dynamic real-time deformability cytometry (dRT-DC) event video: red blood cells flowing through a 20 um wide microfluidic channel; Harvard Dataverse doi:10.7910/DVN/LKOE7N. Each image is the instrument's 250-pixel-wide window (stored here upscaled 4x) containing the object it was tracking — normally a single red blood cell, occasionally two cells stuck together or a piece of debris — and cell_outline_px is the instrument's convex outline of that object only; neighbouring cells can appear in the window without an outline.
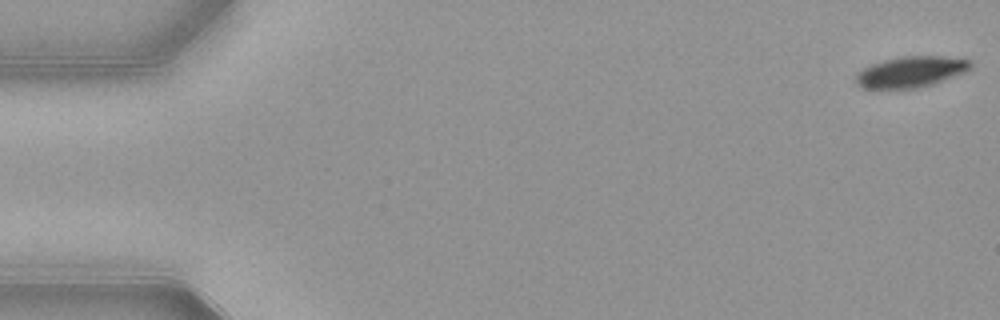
{"species": "common noctule bat (a hibernating species)", "species_latin": "Nyctalus noctula", "temperature_condition": "warm", "stored_images_in_passage": 53, "camera_frame_rate_fps": 3000, "um_per_image_px": 0.085, "animal": {"sex": "female", "body_mass_g": 21.9}, "frame": {"image": 1, "passage_image": 1, "time_ms": 0.0, "image_size_px": [1000, 320], "cell_outline_px": [[972, 68], [968, 72], [920, 88], [864, 88], [856, 84], [856, 76], [864, 68], [872, 64], [884, 60], [904, 56], [940, 56], [968, 60], [972, 64]], "centroid_in_image_um": [77.47, 6.11], "position_along_channel_um": 7.5, "area_um2": 20.52}}
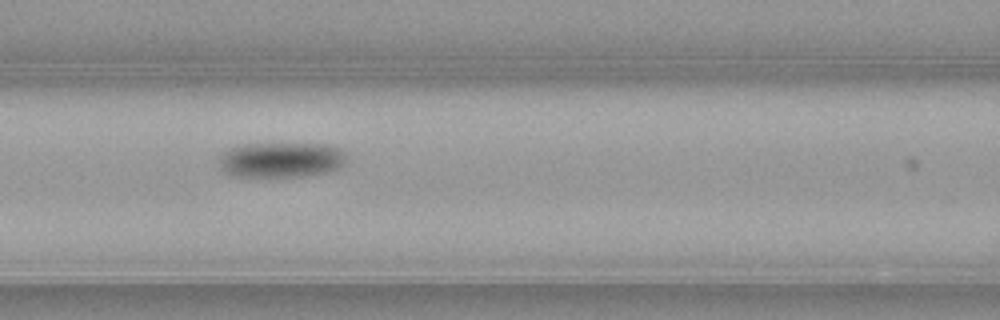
{"frame": {"image": 2, "passage_image": 23, "time_ms": 7.333, "image_size_px": [1000, 320], "cell_outline_px": [[344, 164], [340, 168], [324, 172], [300, 176], [232, 176], [224, 172], [220, 164], [220, 156], [228, 148], [240, 144], [324, 144], [340, 148], [344, 152]], "centroid_in_image_um": [23.87, 13.57], "position_along_channel_um": 142.7, "area_um2": 25.95}}
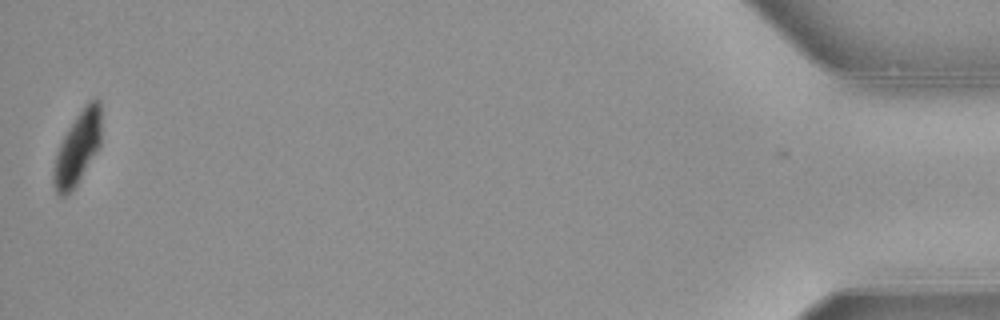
{"frame": {"image": 3, "passage_image": 53, "time_ms": 17.333, "image_size_px": [1000, 320], "cell_outline_px": [[100, 144], [76, 184], [64, 196], [60, 196], [56, 192], [52, 184], [52, 172], [56, 152], [68, 128], [84, 104], [88, 100], [100, 100]], "centroid_in_image_um": [6.55, 12.57], "position_along_channel_um": 428.6, "area_um2": 19.77}, "authors_computed_cell_mechanics": {"area_um2": 24.0448, "velocity_mm_per_s": 3.8545, "shape_relaxation_time_tau1_ms": 2.1376, "shape_relaxation_time_tau2_ms": null, "deformation_change_tau1": 0.1271, "deformation_change_tau2": null}}